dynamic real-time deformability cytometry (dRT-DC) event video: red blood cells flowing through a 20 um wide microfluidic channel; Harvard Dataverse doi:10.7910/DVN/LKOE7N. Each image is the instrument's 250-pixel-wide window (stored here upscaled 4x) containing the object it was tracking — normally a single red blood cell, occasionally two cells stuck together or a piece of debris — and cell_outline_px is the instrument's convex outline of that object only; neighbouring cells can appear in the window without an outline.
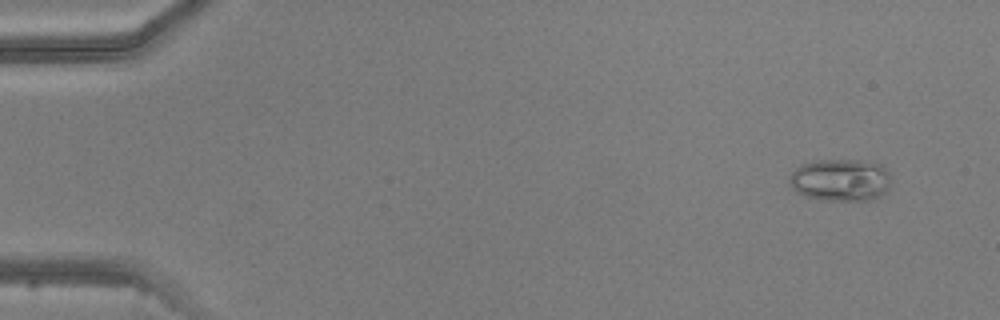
{"species": "common noctule bat (a hibernating species)", "species_latin": "Nyctalus noctula", "temperature_condition": "warm", "stored_images_in_passage": 4, "camera_frame_rate_fps": 3000, "um_per_image_px": 0.085, "animal": {"sex": "male", "body_mass_g": 20.5, "forearm_length_mm": 52.5}, "frame": {"image": 1, "passage_image": 1, "time_ms": 0.0, "image_size_px": [1000, 320], "cell_outline_px": [[888, 188], [880, 196], [872, 200], [824, 200], [804, 196], [796, 192], [788, 184], [788, 176], [800, 164], [816, 160], [856, 160], [880, 164], [888, 172]], "centroid_in_image_um": [71.37, 15.3], "position_along_channel_um": 13.6, "area_um2": 25.09}}